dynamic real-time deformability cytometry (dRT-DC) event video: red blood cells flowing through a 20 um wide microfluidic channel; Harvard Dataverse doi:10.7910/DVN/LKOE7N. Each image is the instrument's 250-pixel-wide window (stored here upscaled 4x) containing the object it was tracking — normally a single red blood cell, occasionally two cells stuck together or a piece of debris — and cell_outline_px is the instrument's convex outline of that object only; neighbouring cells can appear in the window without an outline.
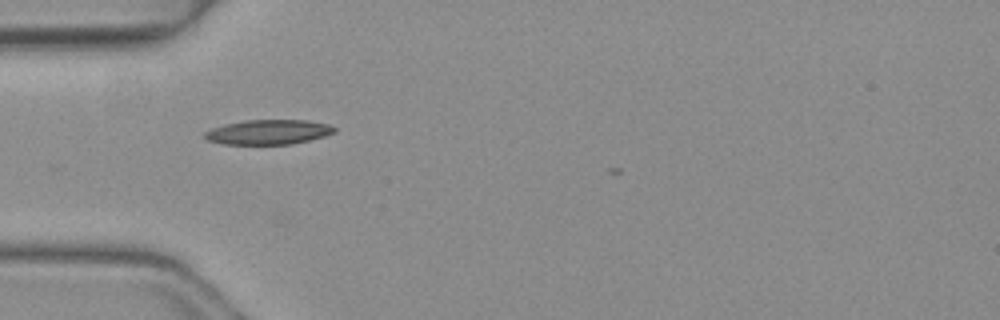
{"species": "common noctule bat (a hibernating species)", "species_latin": "Nyctalus noctula", "temperature_condition": "warm", "stored_images_in_passage": 25, "camera_frame_rate_fps": 3000, "um_per_image_px": 0.085, "animal": {"sex": "female", "body_mass_g": 19.3, "forearm_length_mm": 54.1}, "frame": {"image": 1, "passage_image": 1, "time_ms": 0.0, "image_size_px": [1000, 320], "cell_outline_px": [[336, 132], [324, 136], [292, 144], [224, 144], [208, 140], [204, 136], [204, 132], [212, 128], [244, 120], [308, 120], [328, 124], [336, 128]], "centroid_in_image_um": [22.84, 11.22], "position_along_channel_um": 62.2, "area_um2": 18.55}}
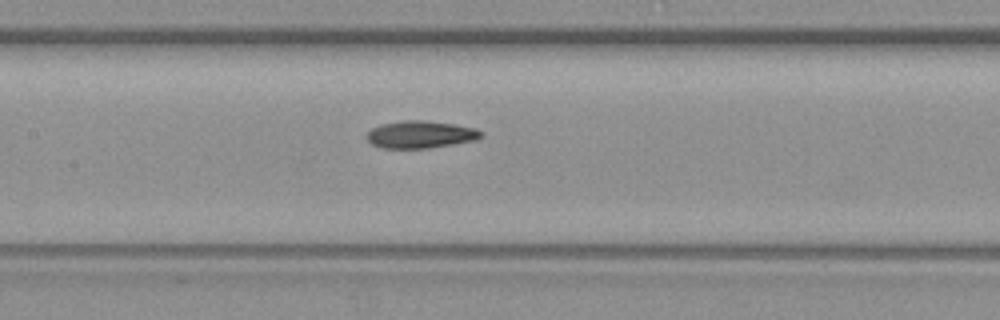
{"frame": {"image": 2, "passage_image": 9, "time_ms": 2.667, "image_size_px": [1000, 320], "cell_outline_px": [[484, 136], [476, 140], [428, 148], [380, 148], [372, 144], [368, 140], [368, 132], [372, 128], [380, 124], [404, 120], [424, 120], [456, 124], [476, 128], [484, 132]], "centroid_in_image_um": [35.78, 11.42], "position_along_channel_um": 171.6, "area_um2": 18.32}}
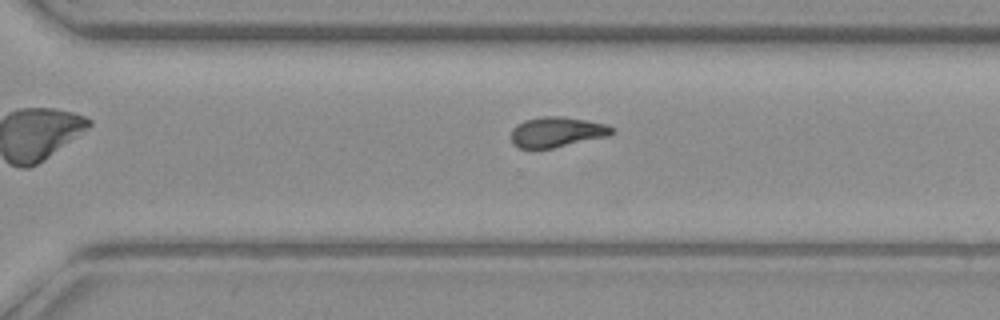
{"frame": {"image": 3, "passage_image": 20, "time_ms": 6.333, "image_size_px": [1000, 320], "cell_outline_px": [[616, 132], [608, 136], [552, 148], [516, 148], [512, 144], [512, 128], [516, 124], [524, 120], [544, 116], [564, 116], [604, 124], [616, 128]], "centroid_in_image_um": [47.32, 11.22], "position_along_channel_um": 323.3, "area_um2": 17.8}, "authors_computed_cell_mechanics": {"area_um2": 17.8602, "velocity_mm_per_s": 4.1448, "shape_relaxation_time_tau1_ms": 8.0916, "shape_relaxation_time_tau2_ms": 4.2378, "deformation_change_tau1": 0.2131, "deformation_change_tau2": 0.1296}}